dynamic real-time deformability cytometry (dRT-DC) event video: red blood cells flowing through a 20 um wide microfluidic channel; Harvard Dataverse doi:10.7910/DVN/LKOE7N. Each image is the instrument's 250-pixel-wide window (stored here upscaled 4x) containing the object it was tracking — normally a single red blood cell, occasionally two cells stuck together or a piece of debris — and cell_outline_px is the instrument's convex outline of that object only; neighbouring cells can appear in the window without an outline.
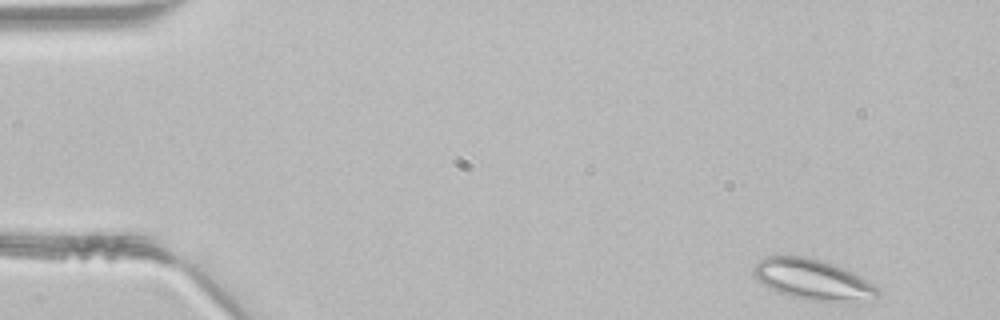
{"species": "common noctule bat (a hibernating species)", "species_latin": "Nyctalus noctula", "temperature_condition": "room temperature", "stored_images_in_passage": 44, "camera_frame_rate_fps": 3000, "um_per_image_px": 0.085, "animal": {"sex": "male", "body_mass_g": 21.5, "forearm_length_mm": 52.0}, "frame": {"image": 1, "passage_image": 1, "time_ms": 0.0, "image_size_px": [1000, 320], "cell_outline_px": [[880, 296], [872, 300], [860, 304], [836, 304], [808, 300], [788, 296], [776, 292], [756, 280], [752, 272], [752, 268], [764, 256], [804, 256], [824, 260], [836, 264], [876, 284], [880, 288]], "centroid_in_image_um": [69.2, 23.82], "position_along_channel_um": 15.8, "area_um2": 30.92}}
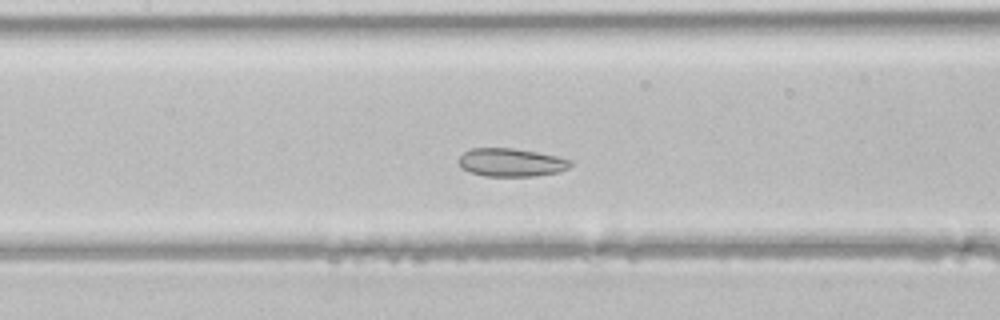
{"frame": {"image": 2, "passage_image": 19, "time_ms": 6.0, "image_size_px": [1000, 320], "cell_outline_px": [[572, 164], [568, 168], [560, 172], [536, 176], [484, 176], [468, 172], [460, 168], [456, 160], [464, 152], [472, 148], [512, 148], [536, 152], [556, 156], [572, 160]], "centroid_in_image_um": [43.41, 13.82], "position_along_channel_um": 164.0, "area_um2": 18.61}}
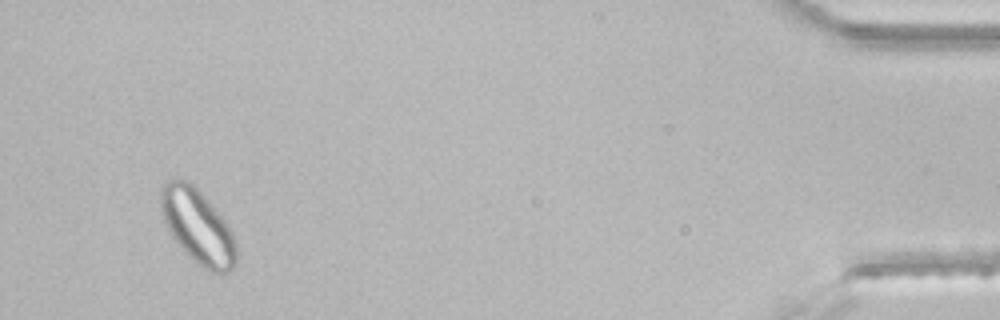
{"frame": {"image": 3, "passage_image": 42, "time_ms": 13.667, "image_size_px": [1000, 320], "cell_outline_px": [[236, 264], [224, 276], [220, 276], [204, 268], [172, 236], [164, 220], [160, 208], [160, 184], [164, 180], [184, 180], [192, 184], [204, 196], [228, 224], [236, 240]], "centroid_in_image_um": [16.82, 19.24], "position_along_channel_um": 418.4, "area_um2": 32.37}}